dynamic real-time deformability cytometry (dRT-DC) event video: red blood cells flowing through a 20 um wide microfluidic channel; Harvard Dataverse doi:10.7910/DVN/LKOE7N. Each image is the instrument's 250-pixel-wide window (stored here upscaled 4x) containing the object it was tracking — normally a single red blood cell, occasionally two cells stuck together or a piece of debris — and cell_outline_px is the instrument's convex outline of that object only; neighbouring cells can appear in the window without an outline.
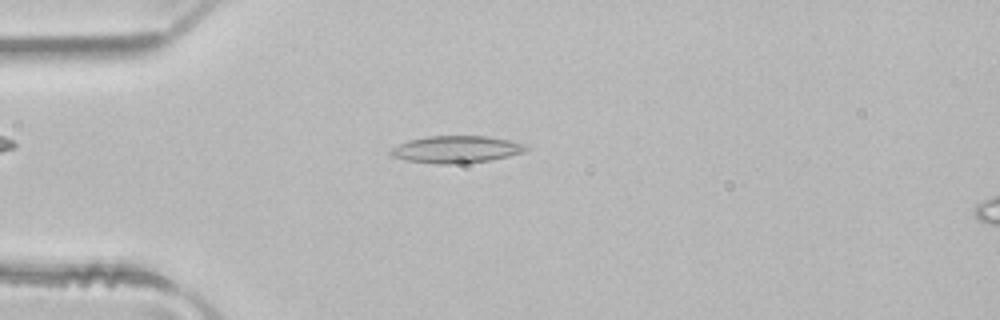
{"species": "common noctule bat (a hibernating species)", "species_latin": "Nyctalus noctula", "temperature_condition": "room temperature", "stored_images_in_passage": 1, "camera_frame_rate_fps": 3000, "um_per_image_px": 0.085, "animal": {"sex": "male", "body_mass_g": 21.5, "forearm_length_mm": 52.0}, "frame": {"image": 1, "passage_image": 1, "time_ms": 0.0, "image_size_px": [1000, 320], "cell_outline_px": [[528, 148], [524, 152], [508, 156], [488, 160], [448, 164], [440, 164], [408, 160], [392, 156], [388, 152], [392, 148], [408, 140], [428, 136], [484, 136], [508, 140], [524, 144]], "centroid_in_image_um": [38.76, 12.69], "position_along_channel_um": 46.2, "area_um2": 20.92}}